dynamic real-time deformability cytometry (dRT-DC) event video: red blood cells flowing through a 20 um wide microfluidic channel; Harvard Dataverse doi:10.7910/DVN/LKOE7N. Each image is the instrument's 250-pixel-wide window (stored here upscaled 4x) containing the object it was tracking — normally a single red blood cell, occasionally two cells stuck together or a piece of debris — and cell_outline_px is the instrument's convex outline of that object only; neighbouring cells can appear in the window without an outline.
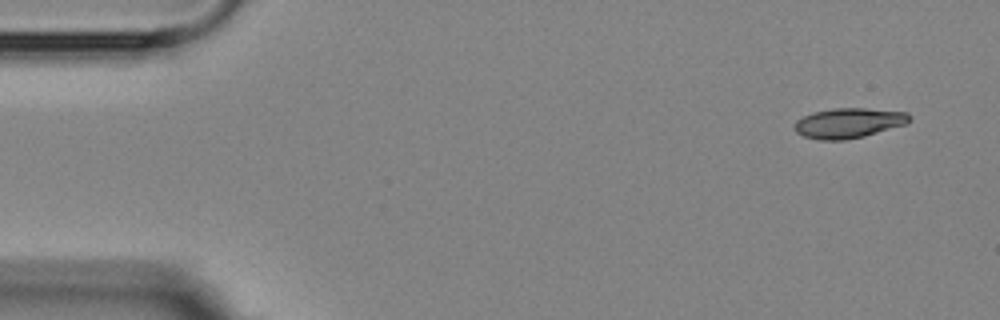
{"species": "Egyptian fruit bat (a non-hibernating species)", "species_latin": "Rousettus aegyptiacus", "temperature_condition": "room temperature", "stored_images_in_passage": 4, "camera_frame_rate_fps": 3000, "um_per_image_px": 0.085, "animal": {"sex": "female"}, "frame": {"image": 1, "passage_image": 1, "time_ms": 0.0, "image_size_px": [1000, 320], "cell_outline_px": [[912, 120], [908, 124], [864, 136], [844, 140], [820, 140], [804, 136], [796, 132], [796, 120], [812, 112], [832, 108], [864, 108], [908, 112], [912, 116]], "centroid_in_image_um": [72.2, 10.45], "position_along_channel_um": 12.8, "area_um2": 20.23}}